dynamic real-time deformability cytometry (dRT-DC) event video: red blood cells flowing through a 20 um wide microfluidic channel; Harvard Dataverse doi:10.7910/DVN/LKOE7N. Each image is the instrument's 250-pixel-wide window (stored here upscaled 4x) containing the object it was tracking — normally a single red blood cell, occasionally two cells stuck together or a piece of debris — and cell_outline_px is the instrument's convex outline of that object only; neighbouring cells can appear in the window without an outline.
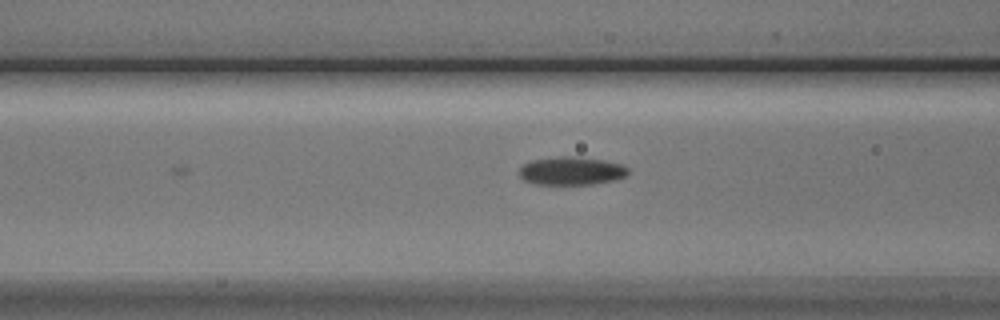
{"species": "Egyptian fruit bat (a non-hibernating species)", "species_latin": "Rousettus aegyptiacus", "temperature_condition": "cold", "stored_images_in_passage": 21, "camera_frame_rate_fps": 3000, "um_per_image_px": 0.085, "animal": {"sex": "male"}, "frame": {"image": 1, "passage_image": 6, "time_ms": 1.667, "image_size_px": [1000, 320], "cell_outline_px": [[628, 172], [624, 176], [612, 180], [592, 184], [536, 184], [524, 180], [520, 176], [520, 168], [524, 164], [532, 160], [560, 156], [572, 156], [600, 160], [620, 164], [628, 168]], "centroid_in_image_um": [48.53, 14.52], "position_along_channel_um": 118.1, "area_um2": 17.51}}
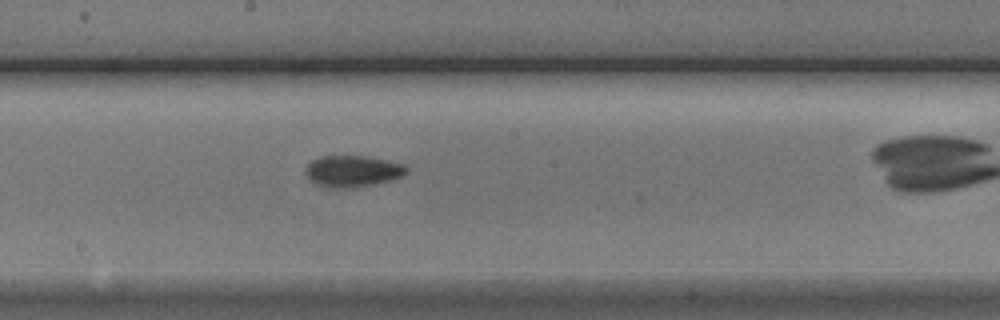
{"frame": {"image": 2, "passage_image": 14, "time_ms": 4.333, "image_size_px": [1000, 320], "cell_outline_px": [[408, 172], [400, 176], [388, 180], [372, 184], [348, 188], [336, 188], [316, 184], [308, 176], [308, 164], [312, 160], [320, 156], [364, 156], [404, 164], [408, 168]], "centroid_in_image_um": [29.99, 14.54], "position_along_channel_um": 218.2, "area_um2": 17.92}}
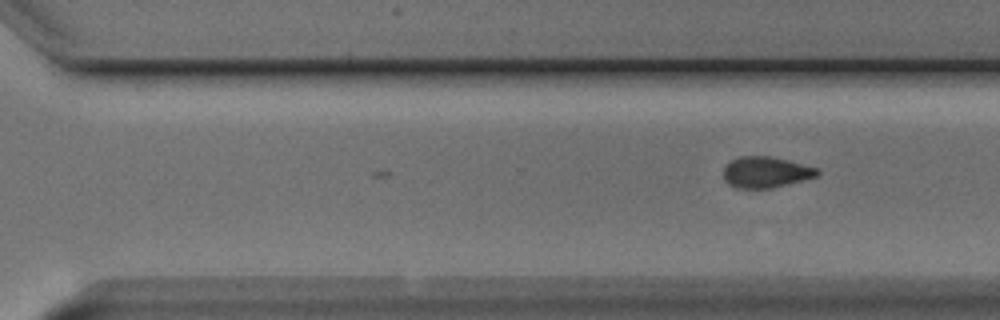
{"frame": {"image": 3, "passage_image": 21, "time_ms": 6.667, "image_size_px": [1000, 320], "cell_outline_px": [[820, 172], [816, 176], [772, 188], [736, 188], [728, 184], [724, 180], [724, 168], [732, 160], [740, 156], [768, 156], [816, 168]], "centroid_in_image_um": [65.04, 14.65], "position_along_channel_um": 305.6, "area_um2": 16.53}}